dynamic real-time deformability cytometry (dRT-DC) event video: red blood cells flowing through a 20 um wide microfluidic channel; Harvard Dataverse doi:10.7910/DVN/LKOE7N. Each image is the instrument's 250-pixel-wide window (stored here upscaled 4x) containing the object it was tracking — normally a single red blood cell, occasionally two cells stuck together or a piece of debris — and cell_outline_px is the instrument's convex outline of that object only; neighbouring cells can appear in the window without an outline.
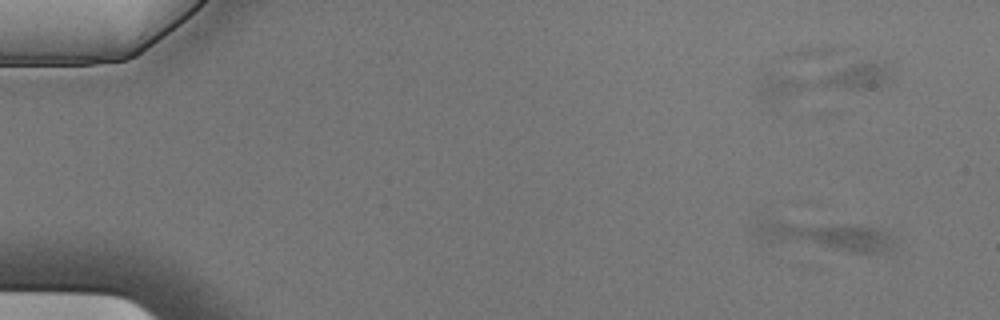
{"species": "Egyptian fruit bat (a non-hibernating species)", "species_latin": "Rousettus aegyptiacus", "temperature_condition": "cold", "stored_images_in_passage": 8, "camera_frame_rate_fps": 3000, "um_per_image_px": 0.085, "animal": {"sex": "male"}, "frame": {"image": 1, "passage_image": 1, "time_ms": 0.0, "image_size_px": [1000, 320], "cell_outline_px": [[896, 244], [892, 248], [880, 252], [852, 252], [760, 244], [756, 240], [752, 232], [752, 228], [756, 224], [764, 220], [780, 220], [836, 224], [872, 228], [888, 232]], "centroid_in_image_um": [69.89, 20.09], "position_along_channel_um": 15.1, "area_um2": 24.68}}
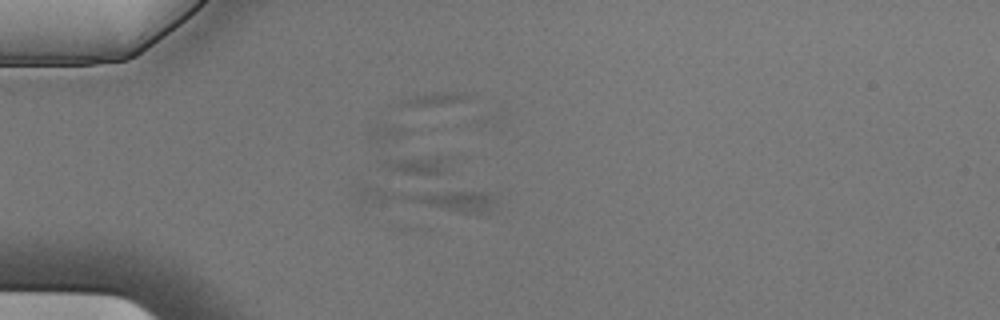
{"frame": {"image": 2, "passage_image": 4, "time_ms": 1.0, "image_size_px": [1000, 320], "cell_outline_px": [[492, 200], [488, 208], [484, 212], [476, 216], [360, 200], [356, 192], [356, 188], [360, 184], [376, 184], [484, 192], [492, 196]], "centroid_in_image_um": [36.3, 16.86], "position_along_channel_um": 48.7, "area_um2": 19.77}}